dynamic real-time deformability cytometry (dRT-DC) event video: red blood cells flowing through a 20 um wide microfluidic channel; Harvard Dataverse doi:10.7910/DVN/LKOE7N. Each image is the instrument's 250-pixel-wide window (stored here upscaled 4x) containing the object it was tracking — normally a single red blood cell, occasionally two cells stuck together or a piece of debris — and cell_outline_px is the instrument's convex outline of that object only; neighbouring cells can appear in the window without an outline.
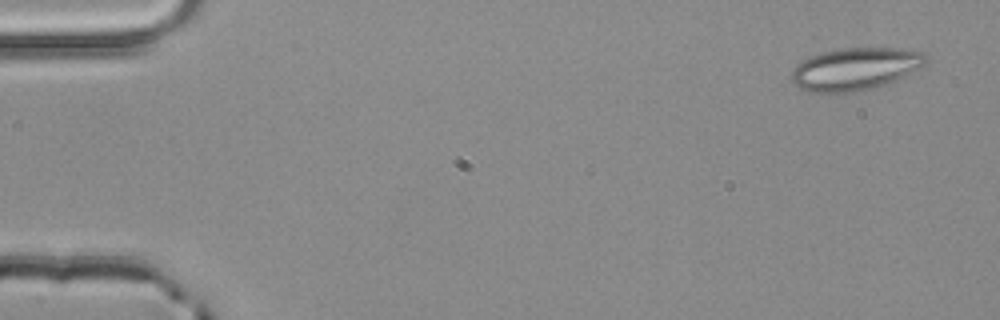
{"species": "common noctule bat (a hibernating species)", "species_latin": "Nyctalus noctula", "temperature_condition": "room temperature", "stored_images_in_passage": 3, "camera_frame_rate_fps": 3000, "um_per_image_px": 0.085, "animal": {"sex": "male", "body_mass_g": 20.4}, "frame": {"image": 1, "passage_image": 1, "time_ms": 0.0, "image_size_px": [1000, 320], "cell_outline_px": [[928, 60], [924, 64], [904, 76], [888, 84], [856, 92], [812, 92], [800, 88], [792, 84], [788, 80], [788, 76], [796, 64], [800, 60], [824, 52], [844, 48], [900, 48], [924, 52], [928, 56]], "centroid_in_image_um": [72.65, 5.86], "position_along_channel_um": 12.3, "area_um2": 33.47}}